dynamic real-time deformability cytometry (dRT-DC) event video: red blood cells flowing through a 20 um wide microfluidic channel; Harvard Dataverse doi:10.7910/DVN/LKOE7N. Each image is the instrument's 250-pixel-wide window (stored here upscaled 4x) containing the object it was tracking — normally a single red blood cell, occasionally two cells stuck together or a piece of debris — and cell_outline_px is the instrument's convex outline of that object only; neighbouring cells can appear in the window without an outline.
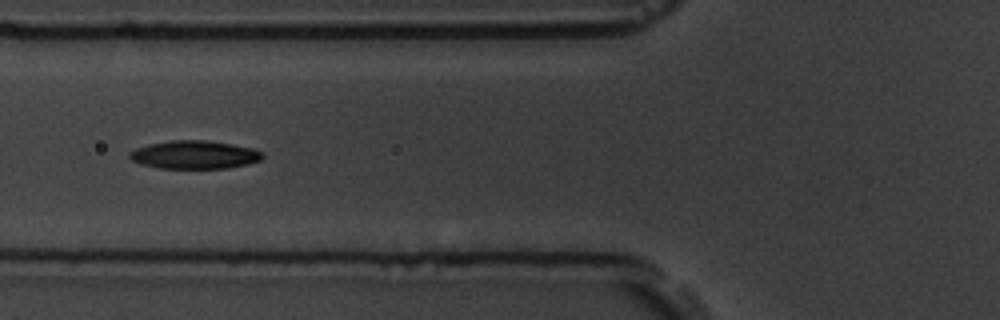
{"species": "common noctule bat (a hibernating species)", "species_latin": "Nyctalus noctula", "temperature_condition": "room temperature", "stored_images_in_passage": 9, "camera_frame_rate_fps": 3000, "um_per_image_px": 0.085, "animal": {"sex": "male", "body_mass_g": 19.5, "forearm_length_mm": 54.6}, "frame": {"image": 1, "passage_image": 4, "time_ms": 3.333, "image_size_px": [1000, 320], "cell_outline_px": [[264, 156], [260, 160], [248, 164], [228, 168], [160, 168], [140, 164], [132, 160], [128, 156], [128, 152], [136, 148], [148, 144], [172, 140], [204, 140], [232, 144], [252, 148], [264, 152]], "centroid_in_image_um": [16.53, 13.15], "position_along_channel_um": 109.3, "area_um2": 21.91}}
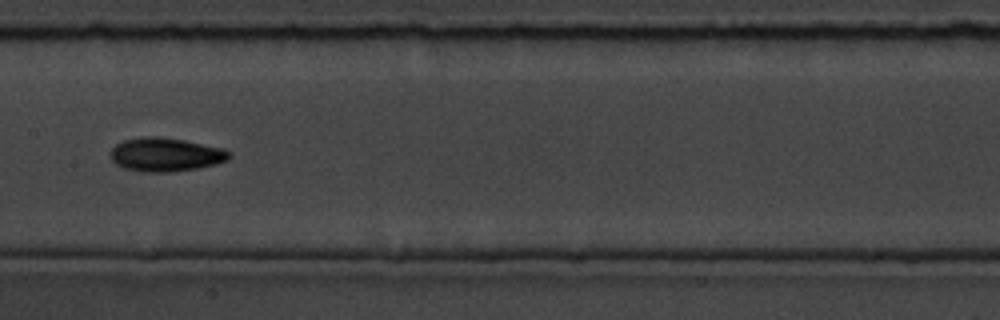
{"frame": {"image": 2, "passage_image": 6, "time_ms": 5.667, "image_size_px": [1000, 320], "cell_outline_px": [[232, 156], [228, 160], [216, 164], [196, 168], [172, 172], [144, 172], [124, 168], [116, 164], [112, 160], [112, 148], [116, 144], [124, 140], [140, 136], [156, 136], [184, 140], [224, 148], [232, 152]], "centroid_in_image_um": [14.11, 13.13], "position_along_channel_um": 193.3, "area_um2": 23.41}}
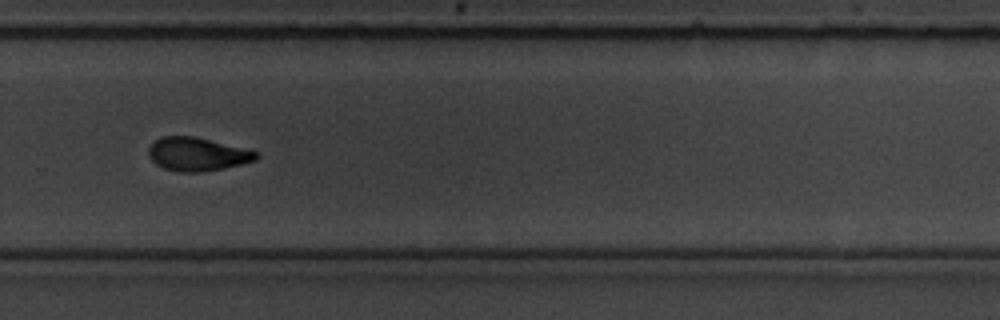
{"frame": {"image": 3, "passage_image": 9, "time_ms": 9.0, "image_size_px": [1000, 320], "cell_outline_px": [[260, 156], [256, 160], [224, 168], [200, 172], [180, 172], [164, 168], [156, 164], [148, 156], [148, 148], [160, 136], [192, 136], [260, 152]], "centroid_in_image_um": [16.76, 13.11], "position_along_channel_um": 313.0, "area_um2": 20.81}}